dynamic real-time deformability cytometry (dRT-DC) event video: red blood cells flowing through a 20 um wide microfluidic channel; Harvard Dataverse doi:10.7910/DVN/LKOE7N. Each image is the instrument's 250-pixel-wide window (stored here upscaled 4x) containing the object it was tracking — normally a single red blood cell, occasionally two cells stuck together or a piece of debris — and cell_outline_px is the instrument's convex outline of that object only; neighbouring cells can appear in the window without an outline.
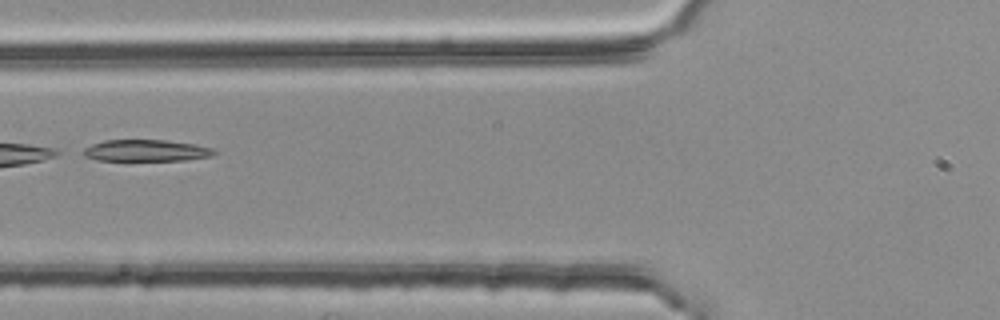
{"species": "common noctule bat (a hibernating species)", "species_latin": "Nyctalus noctula", "temperature_condition": "room temperature", "stored_images_in_passage": 5, "camera_frame_rate_fps": 3000, "um_per_image_px": 0.085, "animal": {"sex": "female", "body_mass_g": 25.1}, "frame": {"image": 1, "passage_image": 5, "time_ms": 1.333, "image_size_px": [1000, 320], "cell_outline_px": [[220, 152], [212, 156], [188, 160], [96, 160], [84, 156], [84, 148], [92, 144], [104, 140], [164, 140], [192, 144], [216, 148]], "centroid_in_image_um": [12.49, 12.8], "position_along_channel_um": 113.3, "area_um2": 16.53}}